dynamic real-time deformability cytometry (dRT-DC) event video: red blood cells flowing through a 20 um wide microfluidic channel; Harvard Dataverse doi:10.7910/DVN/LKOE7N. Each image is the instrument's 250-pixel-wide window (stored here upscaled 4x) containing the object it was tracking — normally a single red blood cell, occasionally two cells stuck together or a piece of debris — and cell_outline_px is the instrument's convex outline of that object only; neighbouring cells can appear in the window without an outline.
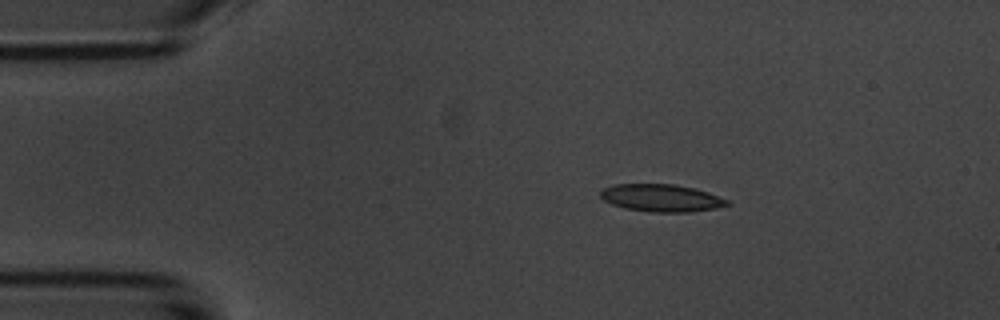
{"species": "common noctule bat (a hibernating species)", "species_latin": "Nyctalus noctula", "temperature_condition": "room temperature", "stored_images_in_passage": 2, "camera_frame_rate_fps": 3000, "um_per_image_px": 0.085, "animal": {"sex": "male", "body_mass_g": 20.1, "forearm_length_mm": 53.5}, "frame": {"image": 1, "passage_image": 1, "time_ms": 0.0, "image_size_px": [1000, 320], "cell_outline_px": [[732, 204], [716, 208], [688, 212], [652, 212], [624, 208], [612, 204], [604, 200], [600, 196], [600, 192], [604, 188], [612, 184], [676, 184], [708, 192], [728, 200]], "centroid_in_image_um": [56.21, 16.82], "position_along_channel_um": 28.8, "area_um2": 20.23}}